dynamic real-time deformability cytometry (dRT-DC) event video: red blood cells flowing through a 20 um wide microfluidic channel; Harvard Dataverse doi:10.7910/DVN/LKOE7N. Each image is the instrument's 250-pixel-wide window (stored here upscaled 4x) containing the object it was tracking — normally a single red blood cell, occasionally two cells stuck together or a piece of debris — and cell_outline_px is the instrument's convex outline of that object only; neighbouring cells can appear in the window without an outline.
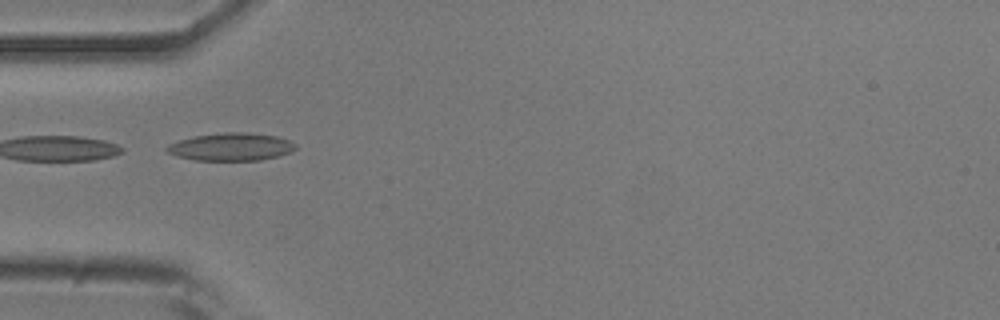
{"species": "common noctule bat (a hibernating species)", "species_latin": "Nyctalus noctula", "temperature_condition": "room temperature", "stored_images_in_passage": 10, "camera_frame_rate_fps": 3000, "um_per_image_px": 0.085, "animal": {"sex": "male", "body_mass_g": 20.5, "forearm_length_mm": 52.5}, "frame": {"image": 1, "passage_image": 1, "time_ms": 0.0, "image_size_px": [1000, 320], "cell_outline_px": [[296, 148], [292, 152], [280, 156], [260, 160], [196, 160], [176, 156], [168, 152], [164, 148], [168, 144], [192, 136], [224, 132], [248, 132], [276, 136], [288, 140], [296, 144]], "centroid_in_image_um": [19.65, 12.48], "position_along_channel_um": 65.4, "area_um2": 20.92}}